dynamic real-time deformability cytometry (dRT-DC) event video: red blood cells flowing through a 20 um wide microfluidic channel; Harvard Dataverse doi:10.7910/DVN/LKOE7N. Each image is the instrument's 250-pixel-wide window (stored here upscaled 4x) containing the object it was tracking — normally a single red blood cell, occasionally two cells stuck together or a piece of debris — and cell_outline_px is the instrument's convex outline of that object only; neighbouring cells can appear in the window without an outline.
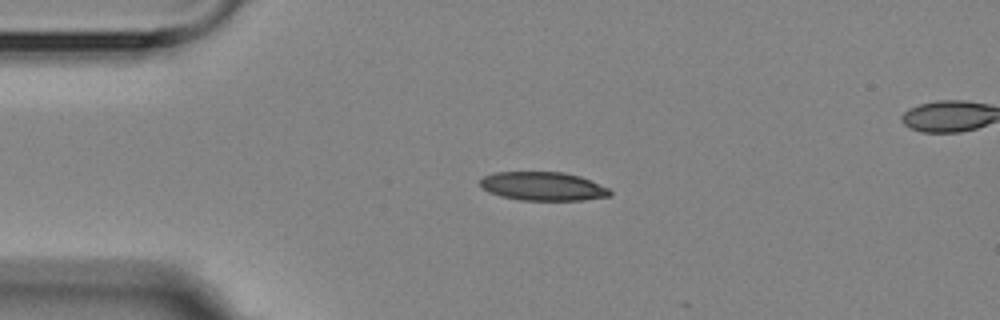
{"species": "Egyptian fruit bat (a non-hibernating species)", "species_latin": "Rousettus aegyptiacus", "temperature_condition": "room temperature", "stored_images_in_passage": 5, "camera_frame_rate_fps": 3000, "um_per_image_px": 0.085, "animal": {"sex": "female"}, "frame": {"image": 1, "passage_image": 3, "time_ms": 2.0, "image_size_px": [1000, 320], "cell_outline_px": [[612, 192], [608, 196], [584, 200], [520, 200], [500, 196], [488, 192], [480, 188], [480, 180], [484, 176], [496, 172], [564, 172], [580, 176], [608, 188]], "centroid_in_image_um": [46.11, 15.83], "position_along_channel_um": 38.9, "area_um2": 21.68}}
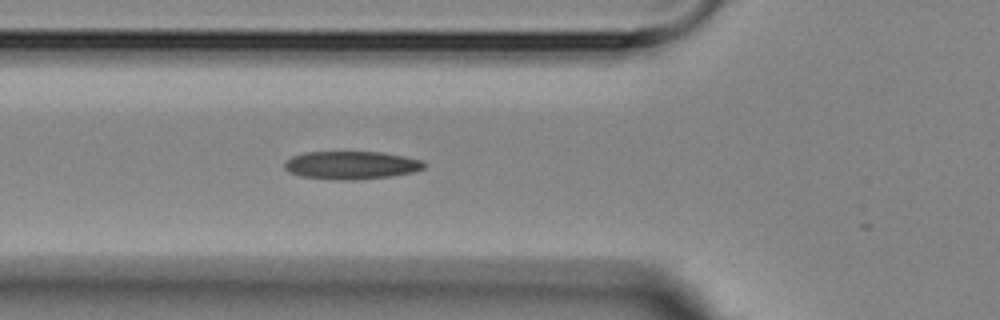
{"frame": {"image": 2, "passage_image": 5, "time_ms": 4.333, "image_size_px": [1000, 320], "cell_outline_px": [[428, 164], [424, 168], [412, 172], [392, 176], [348, 180], [340, 180], [300, 176], [288, 172], [284, 168], [284, 160], [292, 156], [304, 152], [384, 152], [404, 156], [420, 160]], "centroid_in_image_um": [29.83, 14.03], "position_along_channel_um": 96.0, "area_um2": 22.89}}